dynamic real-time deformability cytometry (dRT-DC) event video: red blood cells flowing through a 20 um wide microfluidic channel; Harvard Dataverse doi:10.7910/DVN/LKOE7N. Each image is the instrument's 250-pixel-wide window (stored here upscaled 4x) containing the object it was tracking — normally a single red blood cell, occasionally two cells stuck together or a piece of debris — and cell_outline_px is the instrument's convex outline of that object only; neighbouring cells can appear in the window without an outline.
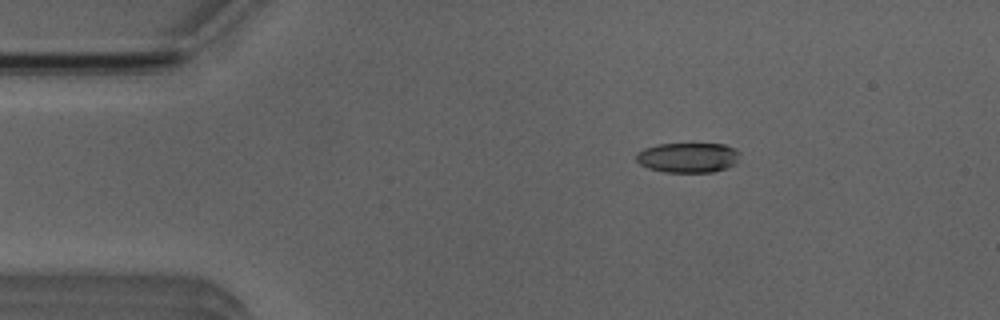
{"species": "Egyptian fruit bat (a non-hibernating species)", "species_latin": "Rousettus aegyptiacus", "temperature_condition": "room temperature", "stored_images_in_passage": 4, "camera_frame_rate_fps": 3000, "um_per_image_px": 0.085, "animal": {"sex": "male"}, "frame": {"image": 1, "passage_image": 3, "time_ms": 2.333, "image_size_px": [1000, 320], "cell_outline_px": [[740, 152], [736, 164], [712, 172], [664, 172], [648, 168], [640, 164], [636, 160], [636, 152], [644, 148], [656, 144], [724, 144], [736, 148]], "centroid_in_image_um": [58.47, 13.38], "position_along_channel_um": 26.5, "area_um2": 18.21}}